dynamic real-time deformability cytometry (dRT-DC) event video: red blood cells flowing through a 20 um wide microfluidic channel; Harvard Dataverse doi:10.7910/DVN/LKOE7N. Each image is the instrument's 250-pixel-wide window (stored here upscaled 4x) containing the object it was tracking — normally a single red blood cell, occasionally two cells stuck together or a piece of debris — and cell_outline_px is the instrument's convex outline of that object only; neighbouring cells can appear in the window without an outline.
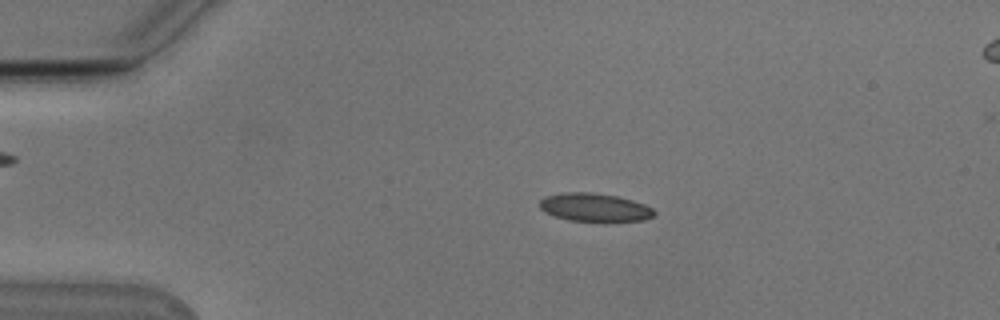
{"species": "Egyptian fruit bat (a non-hibernating species)", "species_latin": "Rousettus aegyptiacus", "temperature_condition": "cold", "stored_images_in_passage": 53, "camera_frame_rate_fps": 3000, "um_per_image_px": 0.085, "animal": {"sex": "male"}, "frame": {"image": 1, "passage_image": 11, "time_ms": 3.333, "image_size_px": [1000, 320], "cell_outline_px": [[656, 212], [652, 216], [644, 220], [568, 220], [556, 216], [540, 208], [540, 200], [544, 196], [564, 192], [592, 192], [616, 196], [632, 200], [644, 204], [652, 208]], "centroid_in_image_um": [50.53, 17.6], "position_along_channel_um": 34.5, "area_um2": 18.38}}
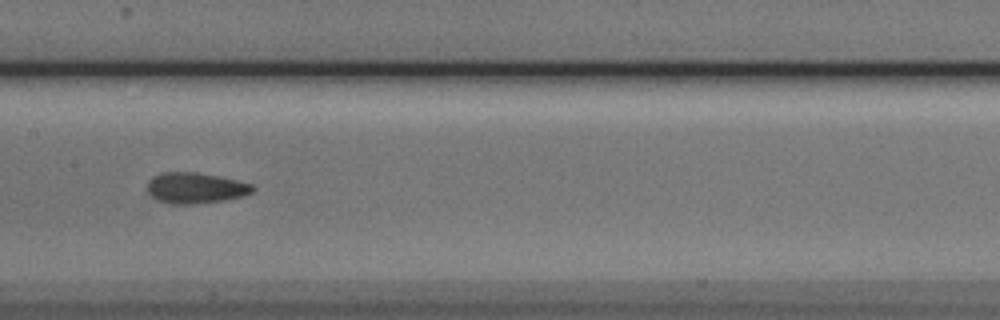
{"frame": {"image": 2, "passage_image": 27, "time_ms": 8.667, "image_size_px": [1000, 320], "cell_outline_px": [[256, 188], [252, 192], [244, 196], [224, 200], [192, 204], [168, 204], [156, 200], [148, 192], [148, 180], [152, 176], [164, 172], [196, 172], [220, 176], [252, 184]], "centroid_in_image_um": [16.61, 15.98], "position_along_channel_um": 190.8, "area_um2": 19.07}}
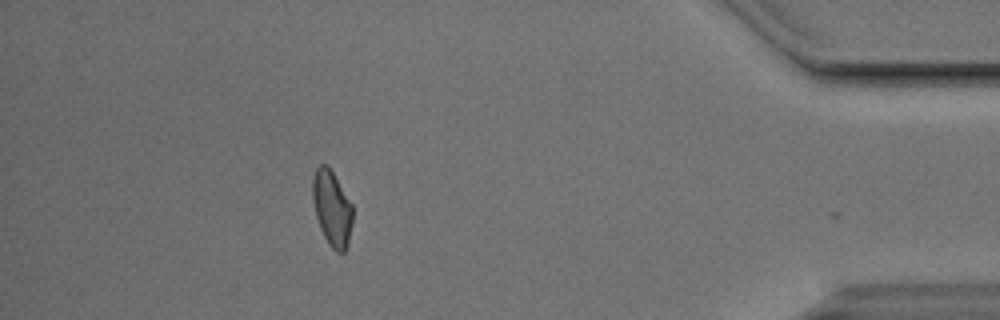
{"frame": {"image": 3, "passage_image": 48, "time_ms": 15.667, "image_size_px": [1000, 320], "cell_outline_px": [[352, 224], [348, 244], [344, 252], [336, 252], [328, 244], [320, 228], [316, 216], [312, 200], [312, 180], [316, 168], [320, 164], [328, 164], [352, 204]], "centroid_in_image_um": [28.21, 17.69], "position_along_channel_um": 407.0, "area_um2": 17.69}, "authors_computed_cell_mechanics": {"area_um2": 18.6116, "velocity_mm_per_s": 3.7839, "shape_relaxation_time_tau1_ms": 7.3792, "shape_relaxation_time_tau2_ms": 2.7965, "deformation_change_tau1": 0.1349, "deformation_change_tau2": 0.0876}}